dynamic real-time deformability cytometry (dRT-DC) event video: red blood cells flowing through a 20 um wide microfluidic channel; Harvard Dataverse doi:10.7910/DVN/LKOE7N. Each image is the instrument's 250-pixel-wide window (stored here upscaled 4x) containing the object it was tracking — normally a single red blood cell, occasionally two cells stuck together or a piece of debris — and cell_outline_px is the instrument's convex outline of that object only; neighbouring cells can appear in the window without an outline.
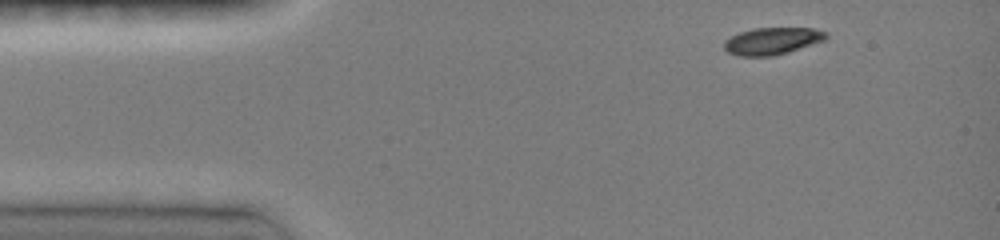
{"species": "common noctule bat (a hibernating species)", "species_latin": "Nyctalus noctula", "temperature_condition": "room temperature", "stored_images_in_passage": 37, "camera_frame_rate_fps": 3000, "um_per_image_px": 0.085, "animal": {"sex": "female", "body_mass_g": 19.0, "forearm_length_mm": 51.5}, "frame": {"image": 1, "passage_image": 1, "time_ms": 0.0, "image_size_px": [1000, 240], "cell_outline_px": [[828, 36], [824, 40], [788, 52], [772, 56], [740, 56], [728, 52], [724, 48], [724, 40], [740, 32], [756, 28], [812, 28], [828, 32]], "centroid_in_image_um": [65.64, 3.48], "position_along_channel_um": 19.4, "area_um2": 15.95}}
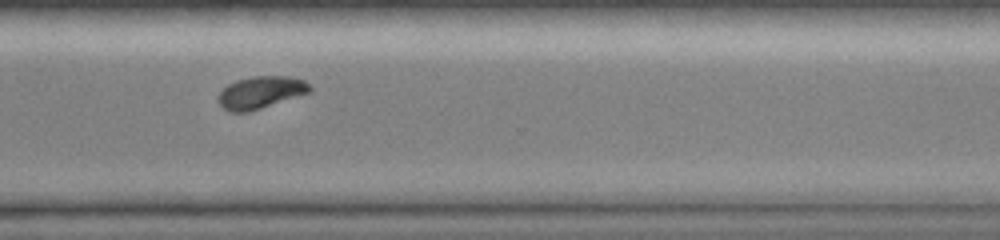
{"frame": {"image": 2, "passage_image": 28, "time_ms": 10.0, "image_size_px": [1000, 240], "cell_outline_px": [[312, 88], [308, 92], [248, 112], [232, 112], [224, 108], [216, 100], [216, 96], [228, 84], [236, 80], [252, 76], [288, 76], [304, 80]], "centroid_in_image_um": [22.1, 7.84], "position_along_channel_um": 348.5, "area_um2": 16.94}}
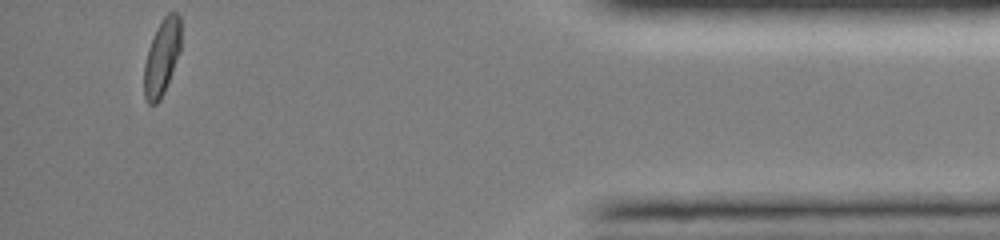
{"frame": {"image": 3, "passage_image": 37, "time_ms": 13.0, "image_size_px": [1000, 240], "cell_outline_px": [[180, 52], [168, 84], [160, 100], [156, 104], [148, 104], [144, 96], [144, 64], [148, 48], [164, 16], [168, 12], [176, 12], [180, 16]], "centroid_in_image_um": [13.76, 4.91], "position_along_channel_um": 421.4, "area_um2": 16.24}, "authors_computed_cell_mechanics": {"area_um2": 17.8024, "velocity_mm_per_s": 4.007, "shape_relaxation_time_tau1_ms": 2.3886, "shape_relaxation_time_tau2_ms": 9.3263, "deformation_change_tau1": 0.1487, "deformation_change_tau2": 0.0641}}